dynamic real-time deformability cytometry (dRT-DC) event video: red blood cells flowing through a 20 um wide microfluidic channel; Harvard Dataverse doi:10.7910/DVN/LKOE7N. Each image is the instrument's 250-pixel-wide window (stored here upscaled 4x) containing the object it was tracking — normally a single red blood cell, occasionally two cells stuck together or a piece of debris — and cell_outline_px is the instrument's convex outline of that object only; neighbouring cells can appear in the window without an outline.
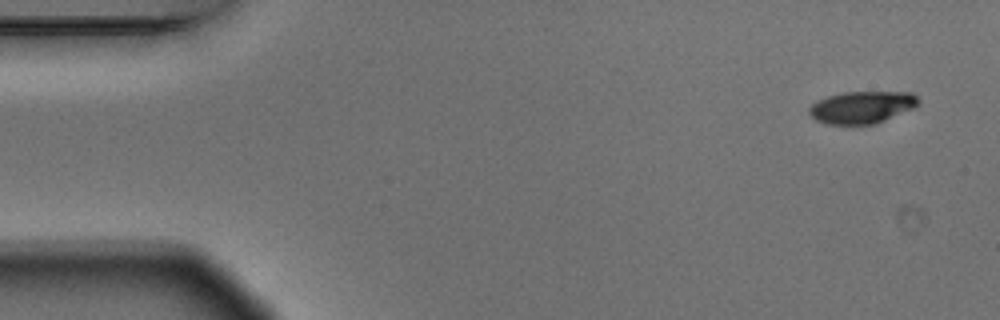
{"species": "Egyptian fruit bat (a non-hibernating species)", "species_latin": "Rousettus aegyptiacus", "temperature_condition": "warm", "stored_images_in_passage": 6, "camera_frame_rate_fps": 3000, "um_per_image_px": 0.085, "animal": {"sex": "male"}, "frame": {"image": 1, "passage_image": 1, "time_ms": 0.0, "image_size_px": [1000, 320], "cell_outline_px": [[920, 104], [916, 108], [876, 124], [824, 124], [816, 120], [808, 112], [808, 108], [816, 100], [828, 96], [844, 92], [912, 92], [920, 100]], "centroid_in_image_um": [73.3, 9.12], "position_along_channel_um": 11.7, "area_um2": 20.81}}
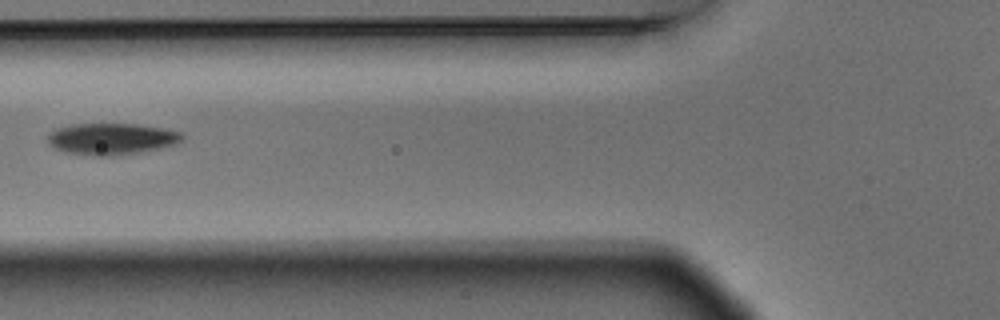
{"frame": {"image": 2, "passage_image": 6, "time_ms": 1.667, "image_size_px": [1000, 320], "cell_outline_px": [[184, 136], [176, 144], [160, 148], [120, 156], [84, 156], [64, 152], [48, 144], [48, 136], [56, 128], [76, 124], [136, 124], [160, 128], [180, 132]], "centroid_in_image_um": [9.45, 11.83], "position_along_channel_um": 116.4, "area_um2": 24.74}}